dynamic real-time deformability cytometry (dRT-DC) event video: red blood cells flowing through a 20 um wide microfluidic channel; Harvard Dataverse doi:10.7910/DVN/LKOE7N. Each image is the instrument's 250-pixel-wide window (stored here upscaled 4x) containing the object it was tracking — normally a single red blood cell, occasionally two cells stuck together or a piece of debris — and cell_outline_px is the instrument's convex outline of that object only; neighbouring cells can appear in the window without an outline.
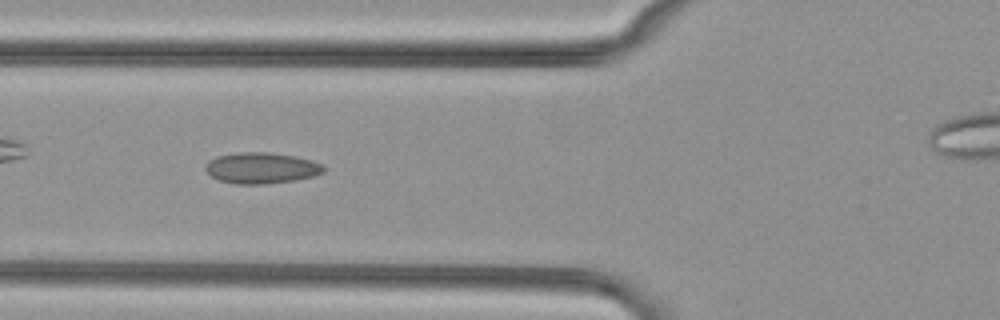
{"species": "common noctule bat (a hibernating species)", "species_latin": "Nyctalus noctula", "temperature_condition": "cold", "stored_images_in_passage": 27, "camera_frame_rate_fps": 3000, "um_per_image_px": 0.085, "animal": {"sex": "female", "body_mass_g": 29.2, "forearm_length_mm": 56.3}, "frame": {"image": 1, "passage_image": 5, "time_ms": 1.333, "image_size_px": [1000, 320], "cell_outline_px": [[324, 172], [312, 176], [296, 180], [264, 184], [236, 184], [220, 180], [212, 176], [204, 168], [208, 160], [216, 156], [240, 152], [268, 152], [296, 156], [312, 160], [324, 164]], "centroid_in_image_um": [22.23, 14.27], "position_along_channel_um": 103.6, "area_um2": 21.44}}
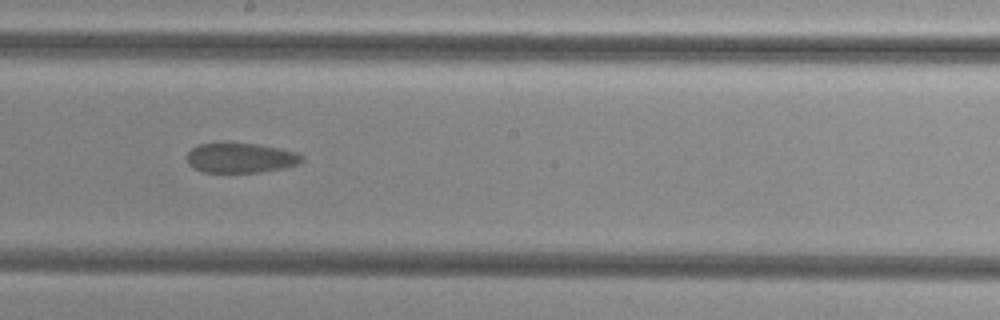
{"frame": {"image": 2, "passage_image": 15, "time_ms": 4.667, "image_size_px": [1000, 320], "cell_outline_px": [[304, 160], [300, 164], [284, 168], [260, 172], [200, 172], [188, 164], [188, 152], [196, 144], [260, 144], [280, 148], [296, 152], [304, 156]], "centroid_in_image_um": [20.5, 13.43], "position_along_channel_um": 227.7, "area_um2": 20.0}}
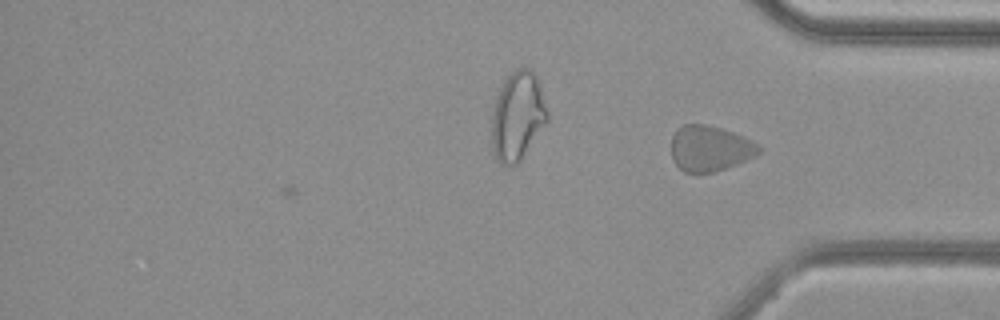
{"frame": {"image": 3, "passage_image": 27, "time_ms": 8.667, "image_size_px": [1000, 320], "cell_outline_px": [[764, 148], [756, 156], [736, 164], [712, 172], [684, 172], [672, 160], [672, 136], [684, 124], [704, 124], [720, 128], [744, 136], [760, 144]], "centroid_in_image_um": [60.38, 12.61], "position_along_channel_um": 374.8, "area_um2": 23.18}, "authors_computed_cell_mechanics": {"area_um2": 21.2704, "velocity_mm_per_s": 3.7311, "shape_relaxation_time_tau1_ms": null, "shape_relaxation_time_tau2_ms": 3.3301, "deformation_change_tau1": null, "deformation_change_tau2": 0.0637}}